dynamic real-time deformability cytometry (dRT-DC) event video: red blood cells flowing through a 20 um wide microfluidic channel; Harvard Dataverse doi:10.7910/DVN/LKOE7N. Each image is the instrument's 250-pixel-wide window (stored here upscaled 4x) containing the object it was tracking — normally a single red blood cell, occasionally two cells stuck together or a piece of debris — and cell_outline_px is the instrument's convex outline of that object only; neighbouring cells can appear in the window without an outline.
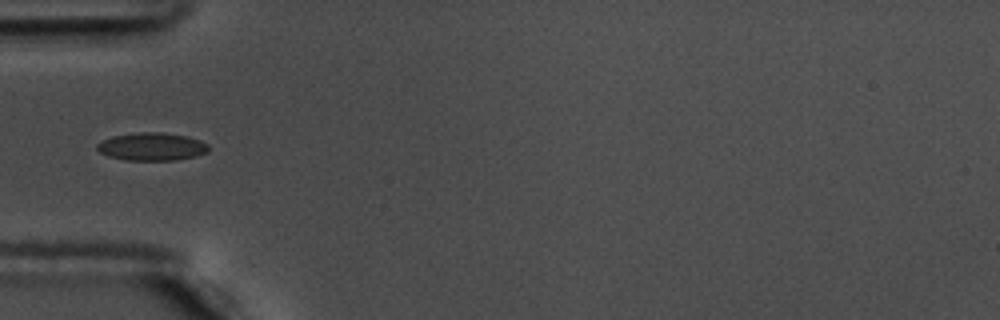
{"species": "common noctule bat (a hibernating species)", "species_latin": "Nyctalus noctula", "temperature_condition": "warm", "stored_images_in_passage": 39, "camera_frame_rate_fps": 3000, "um_per_image_px": 0.085, "animal": {"sex": "male", "body_mass_g": 17.5, "forearm_length_mm": 52.3}, "frame": {"image": 1, "passage_image": 1, "time_ms": 0.0, "image_size_px": [1000, 320], "cell_outline_px": [[208, 152], [196, 156], [176, 160], [124, 160], [108, 156], [100, 152], [96, 148], [96, 144], [112, 136], [140, 132], [160, 132], [188, 136], [200, 140], [208, 144]], "centroid_in_image_um": [12.92, 12.46], "position_along_channel_um": 72.1, "area_um2": 18.15}}
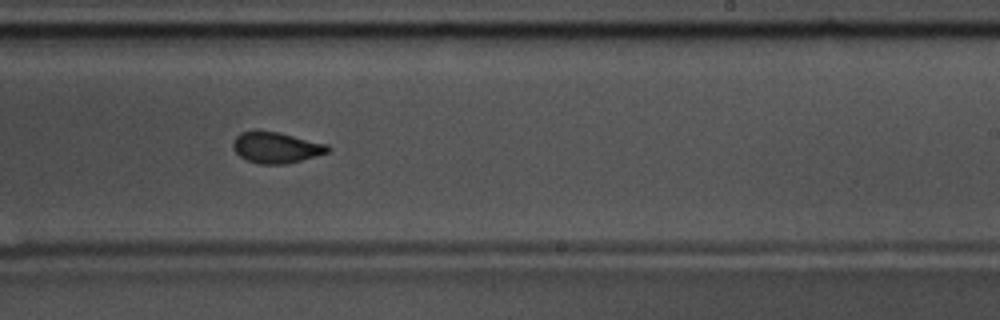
{"frame": {"image": 2, "passage_image": 17, "time_ms": 5.333, "image_size_px": [1000, 320], "cell_outline_px": [[332, 148], [328, 152], [300, 160], [284, 164], [260, 164], [248, 160], [240, 156], [232, 148], [232, 140], [240, 132], [256, 128], [276, 132], [328, 144]], "centroid_in_image_um": [23.41, 12.51], "position_along_channel_um": 265.6, "area_um2": 17.28}, "authors_computed_cell_mechanics": {"area_um2": 17.3978, "velocity_mm_per_s": 3.6323, "shape_relaxation_time_tau1_ms": 4.991, "shape_relaxation_time_tau2_ms": 1.1763, "deformation_change_tau1": 0.151, "deformation_change_tau2": 0.0591}}